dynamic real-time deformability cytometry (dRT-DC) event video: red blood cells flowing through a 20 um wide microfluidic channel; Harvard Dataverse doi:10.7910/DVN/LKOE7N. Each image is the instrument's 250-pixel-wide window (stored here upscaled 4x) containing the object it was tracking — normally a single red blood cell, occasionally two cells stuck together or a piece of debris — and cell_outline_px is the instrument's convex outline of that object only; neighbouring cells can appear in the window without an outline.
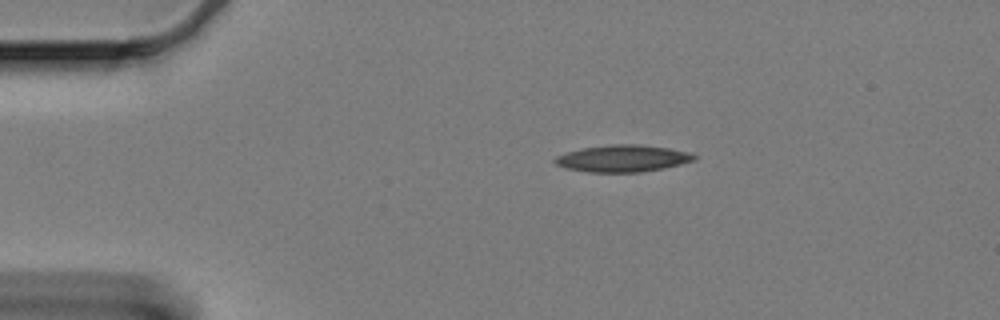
{"species": "Egyptian fruit bat (a non-hibernating species)", "species_latin": "Rousettus aegyptiacus", "temperature_condition": "cold", "stored_images_in_passage": 49, "camera_frame_rate_fps": 3000, "um_per_image_px": 0.085, "animal": {"sex": "female"}, "frame": {"image": 1, "passage_image": 1, "time_ms": 0.0, "image_size_px": [1000, 320], "cell_outline_px": [[696, 160], [664, 168], [640, 172], [588, 172], [564, 168], [556, 164], [552, 160], [556, 156], [568, 152], [584, 148], [612, 144], [636, 144], [668, 148], [688, 152], [696, 156]], "centroid_in_image_um": [52.91, 13.47], "position_along_channel_um": 32.1, "area_um2": 21.68}}
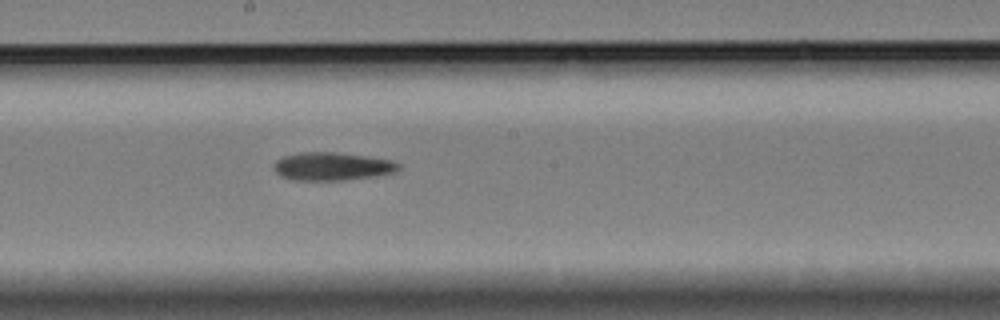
{"frame": {"image": 2, "passage_image": 22, "time_ms": 7.0, "image_size_px": [1000, 320], "cell_outline_px": [[400, 168], [396, 172], [376, 176], [344, 180], [292, 180], [280, 176], [272, 168], [276, 160], [284, 156], [300, 152], [336, 152], [392, 160], [400, 164]], "centroid_in_image_um": [28.22, 14.14], "position_along_channel_um": 220.0, "area_um2": 20.52}}
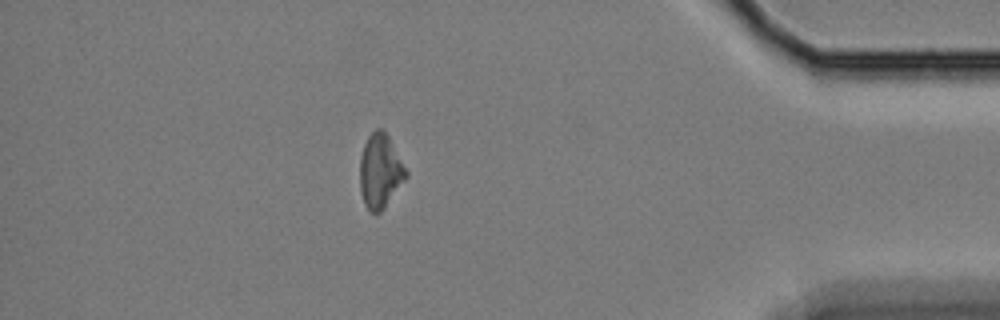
{"frame": {"image": 3, "passage_image": 42, "time_ms": 13.667, "image_size_px": [1000, 320], "cell_outline_px": [[408, 176], [384, 208], [376, 216], [364, 204], [360, 188], [360, 160], [364, 144], [368, 136], [376, 128], [380, 128], [388, 136], [408, 172]], "centroid_in_image_um": [32.31, 14.57], "position_along_channel_um": 402.9, "area_um2": 19.77}}